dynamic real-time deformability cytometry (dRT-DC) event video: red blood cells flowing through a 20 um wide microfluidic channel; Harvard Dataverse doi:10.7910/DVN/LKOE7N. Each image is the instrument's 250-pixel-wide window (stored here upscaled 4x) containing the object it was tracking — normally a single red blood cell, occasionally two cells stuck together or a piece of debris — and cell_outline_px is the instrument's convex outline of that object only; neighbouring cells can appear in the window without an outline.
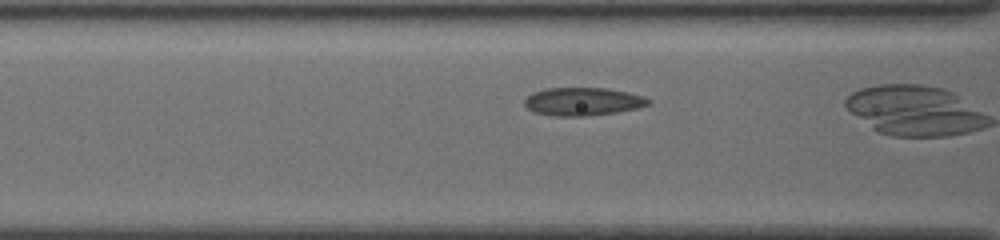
{"species": "common noctule bat (a hibernating species)", "species_latin": "Nyctalus noctula", "temperature_condition": "cold", "stored_images_in_passage": 21, "camera_frame_rate_fps": 3000, "um_per_image_px": 0.085, "animal": {"sex": "female", "body_mass_g": 19.5, "forearm_length_mm": 54.1}, "frame": {"image": 1, "passage_image": 15, "time_ms": 4.667, "image_size_px": [1000, 240], "cell_outline_px": [[652, 104], [636, 108], [616, 112], [584, 116], [556, 116], [536, 112], [528, 108], [524, 104], [524, 100], [532, 92], [544, 88], [608, 88], [628, 92], [644, 96], [652, 100]], "centroid_in_image_um": [49.57, 8.62], "position_along_channel_um": 117.0, "area_um2": 20.29}}
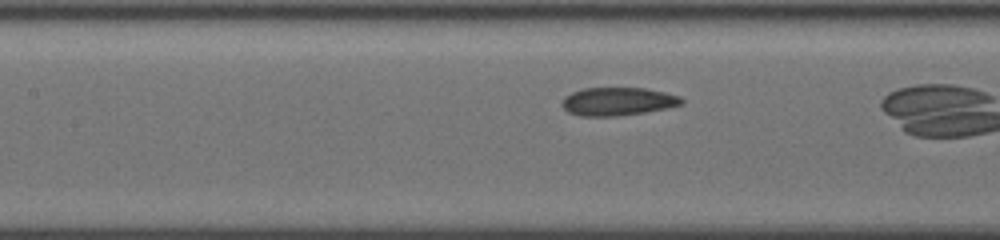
{"frame": {"image": 2, "passage_image": 18, "time_ms": 5.667, "image_size_px": [1000, 240], "cell_outline_px": [[684, 104], [668, 108], [620, 116], [580, 116], [568, 112], [560, 104], [564, 96], [572, 92], [584, 88], [644, 88], [664, 92], [680, 96], [684, 100]], "centroid_in_image_um": [52.51, 8.63], "position_along_channel_um": 154.9, "area_um2": 19.77}}